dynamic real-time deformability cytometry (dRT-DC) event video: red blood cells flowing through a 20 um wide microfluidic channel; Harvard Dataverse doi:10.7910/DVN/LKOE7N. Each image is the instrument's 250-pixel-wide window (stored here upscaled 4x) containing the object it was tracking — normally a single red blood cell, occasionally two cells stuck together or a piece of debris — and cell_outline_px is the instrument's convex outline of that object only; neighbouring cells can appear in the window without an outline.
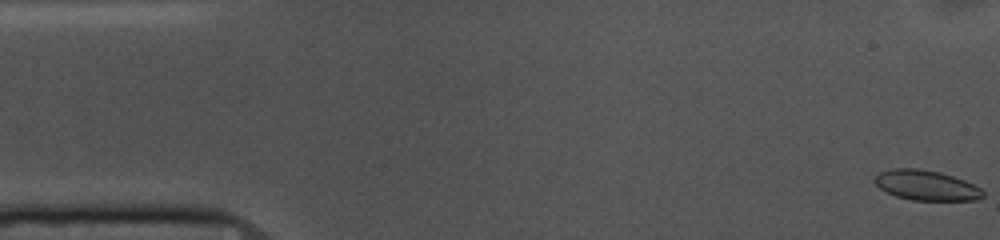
{"species": "common noctule bat (a hibernating species)", "species_latin": "Nyctalus noctula", "temperature_condition": "cold", "stored_images_in_passage": 13, "camera_frame_rate_fps": 3000, "um_per_image_px": 0.085, "animal": {"sex": "female", "body_mass_g": 10.0, "forearm_length_mm": 53.1}, "frame": {"image": 1, "passage_image": 1, "time_ms": 0.0, "image_size_px": [1000, 240], "cell_outline_px": [[984, 196], [976, 200], [912, 200], [896, 196], [880, 188], [872, 180], [880, 172], [892, 168], [916, 168], [940, 172], [964, 180], [980, 188], [984, 192]], "centroid_in_image_um": [78.72, 15.75], "position_along_channel_um": 6.3, "area_um2": 18.84}}